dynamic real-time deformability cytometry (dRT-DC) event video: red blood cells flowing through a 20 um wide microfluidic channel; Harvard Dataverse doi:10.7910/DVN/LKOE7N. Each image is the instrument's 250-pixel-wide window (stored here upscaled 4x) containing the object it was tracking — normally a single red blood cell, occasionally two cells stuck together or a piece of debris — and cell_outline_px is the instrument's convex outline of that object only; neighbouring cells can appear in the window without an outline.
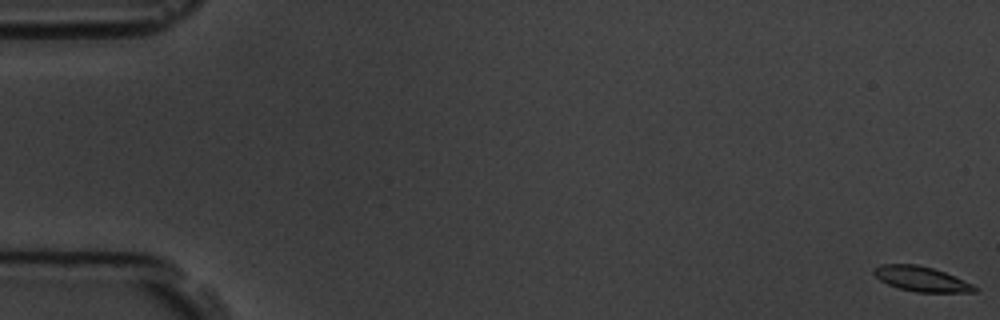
{"species": "common noctule bat (a hibernating species)", "species_latin": "Nyctalus noctula", "temperature_condition": "room temperature", "stored_images_in_passage": 6, "camera_frame_rate_fps": 3000, "um_per_image_px": 0.085, "animal": {"sex": "male", "body_mass_g": 19.5, "forearm_length_mm": 54.6}, "frame": {"image": 1, "passage_image": 1, "time_ms": 0.0, "image_size_px": [1000, 320], "cell_outline_px": [[980, 288], [976, 292], [916, 292], [900, 288], [888, 284], [880, 280], [872, 272], [880, 264], [916, 264], [932, 268], [944, 272], [972, 284]], "centroid_in_image_um": [78.33, 23.71], "position_along_channel_um": 6.7, "area_um2": 14.45}}
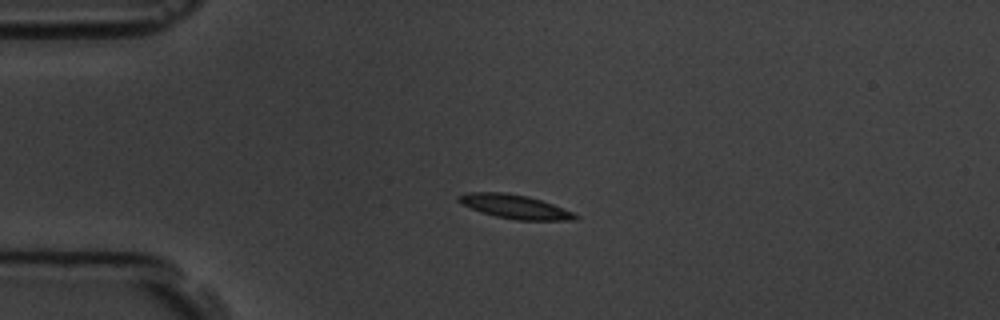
{"frame": {"image": 2, "passage_image": 5, "time_ms": 4.667, "image_size_px": [1000, 320], "cell_outline_px": [[580, 216], [576, 220], [516, 220], [496, 216], [480, 212], [456, 200], [456, 196], [468, 192], [508, 192], [528, 196], [552, 204], [572, 212]], "centroid_in_image_um": [43.75, 17.56], "position_along_channel_um": 41.3, "area_um2": 16.18}}